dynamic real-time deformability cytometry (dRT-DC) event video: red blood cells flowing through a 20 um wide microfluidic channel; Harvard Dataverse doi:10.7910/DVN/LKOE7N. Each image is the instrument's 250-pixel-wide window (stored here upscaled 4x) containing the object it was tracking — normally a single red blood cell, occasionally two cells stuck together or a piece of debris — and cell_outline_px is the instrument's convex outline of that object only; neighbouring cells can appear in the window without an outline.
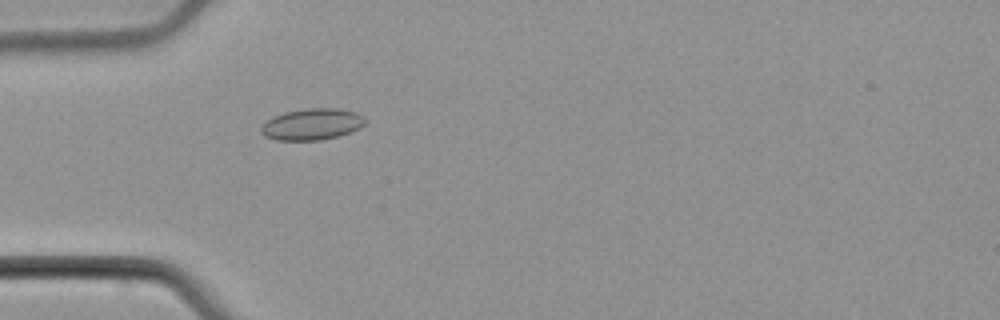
{"species": "common noctule bat (a hibernating species)", "species_latin": "Nyctalus noctula", "temperature_condition": "cold", "stored_images_in_passage": 5, "camera_frame_rate_fps": 3000, "um_per_image_px": 0.085, "animal": {"sex": "male", "body_mass_g": 21.5, "forearm_length_mm": 52.0}, "frame": {"image": 1, "passage_image": 4, "time_ms": 4.667, "image_size_px": [1000, 320], "cell_outline_px": [[368, 120], [360, 128], [340, 136], [320, 140], [276, 140], [264, 136], [260, 132], [260, 128], [272, 116], [284, 112], [308, 108], [340, 108], [356, 112], [364, 116]], "centroid_in_image_um": [26.55, 10.56], "position_along_channel_um": 58.5, "area_um2": 19.31}}